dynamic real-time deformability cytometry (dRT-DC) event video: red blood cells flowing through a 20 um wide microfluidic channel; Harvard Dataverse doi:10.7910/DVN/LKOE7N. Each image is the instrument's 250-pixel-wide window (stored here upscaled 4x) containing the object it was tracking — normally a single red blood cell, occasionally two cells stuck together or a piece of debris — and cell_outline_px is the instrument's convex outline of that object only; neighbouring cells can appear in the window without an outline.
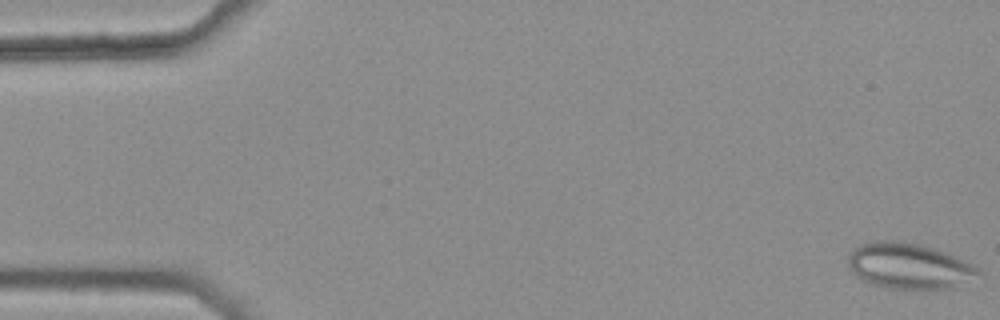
{"species": "common noctule bat (a hibernating species)", "species_latin": "Nyctalus noctula", "temperature_condition": "warm", "stored_images_in_passage": 4, "camera_frame_rate_fps": 3000, "um_per_image_px": 0.085, "animal": {"sex": "female", "body_mass_g": 25.1}, "frame": {"image": 1, "passage_image": 1, "time_ms": 0.0, "image_size_px": [1000, 320], "cell_outline_px": [[984, 272], [952, 288], [892, 288], [872, 284], [856, 276], [852, 272], [848, 264], [848, 256], [860, 244], [880, 240], [900, 240], [924, 244], [948, 252], [972, 264]], "centroid_in_image_um": [77.28, 22.57], "position_along_channel_um": 7.7, "area_um2": 34.68}}